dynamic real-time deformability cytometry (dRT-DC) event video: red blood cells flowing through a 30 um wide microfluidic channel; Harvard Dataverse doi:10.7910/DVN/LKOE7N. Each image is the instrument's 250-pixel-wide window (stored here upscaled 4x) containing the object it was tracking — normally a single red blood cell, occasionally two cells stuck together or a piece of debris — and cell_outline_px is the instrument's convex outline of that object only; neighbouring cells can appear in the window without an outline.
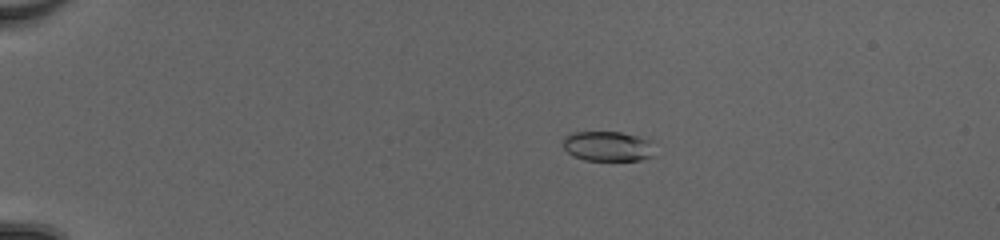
{"species": "common noctule bat (a hibernating species)", "species_latin": "Nyctalus noctula", "temperature_condition": "cold", "stored_images_in_passage": 48, "camera_frame_rate_fps": 3000, "um_per_image_px": 0.085, "animal": {"sex": "female", "body_mass_g": 20.0, "forearm_length_mm": 54.0}, "frame": {"image": 1, "passage_image": 8, "time_ms": 2.333, "image_size_px": [1000, 240], "cell_outline_px": [[652, 156], [640, 160], [584, 160], [572, 156], [560, 144], [564, 136], [572, 132], [620, 132], [636, 136], [648, 140]], "centroid_in_image_um": [51.53, 12.43], "position_along_channel_um": 33.5, "area_um2": 15.84}}
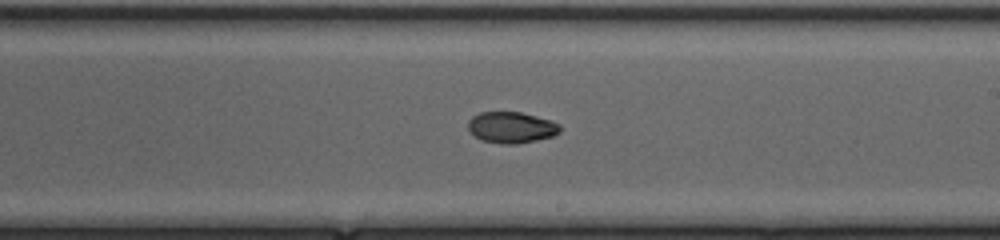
{"frame": {"image": 2, "passage_image": 29, "time_ms": 9.333, "image_size_px": [1000, 240], "cell_outline_px": [[560, 132], [552, 136], [536, 140], [516, 144], [504, 144], [484, 140], [476, 136], [468, 128], [468, 120], [472, 116], [480, 112], [520, 112], [552, 120], [560, 124]], "centroid_in_image_um": [43.49, 10.82], "position_along_channel_um": 245.5, "area_um2": 16.59}}
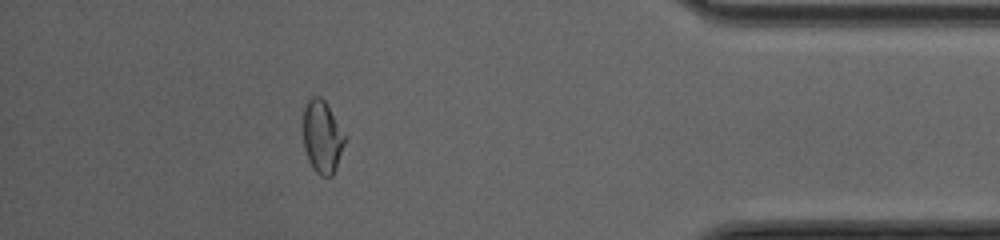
{"frame": {"image": 3, "passage_image": 43, "time_ms": 14.0, "image_size_px": [1000, 240], "cell_outline_px": [[344, 144], [336, 168], [332, 176], [320, 176], [312, 168], [308, 160], [304, 148], [304, 108], [308, 100], [312, 96], [320, 96], [324, 100], [344, 136]], "centroid_in_image_um": [27.35, 11.66], "position_along_channel_um": 407.8, "area_um2": 17.11}, "authors_computed_cell_mechanics": {"area_um2": 17.3689, "velocity_mm_per_s": 4.1953, "shape_relaxation_time_tau1_ms": 4.8061, "shape_relaxation_time_tau2_ms": 3.06, "deformation_change_tau1": 0.1505, "deformation_change_tau2": 0.048}}